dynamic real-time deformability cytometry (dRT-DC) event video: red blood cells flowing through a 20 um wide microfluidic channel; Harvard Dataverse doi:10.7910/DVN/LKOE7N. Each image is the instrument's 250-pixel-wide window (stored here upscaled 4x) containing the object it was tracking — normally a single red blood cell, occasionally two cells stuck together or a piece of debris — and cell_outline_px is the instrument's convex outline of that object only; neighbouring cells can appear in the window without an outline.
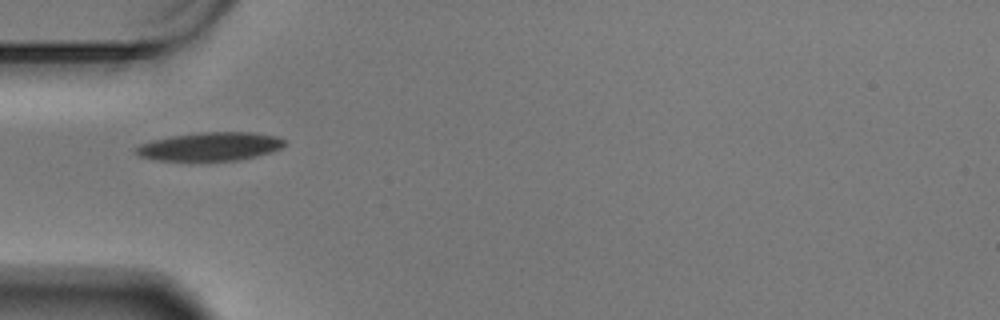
{"species": "Egyptian fruit bat (a non-hibernating species)", "species_latin": "Rousettus aegyptiacus", "temperature_condition": "warm", "stored_images_in_passage": 41, "camera_frame_rate_fps": 3000, "um_per_image_px": 0.085, "animal": {"sex": "male"}, "frame": {"image": 1, "passage_image": 1, "time_ms": 0.0, "image_size_px": [1000, 320], "cell_outline_px": [[284, 144], [280, 148], [272, 152], [240, 160], [200, 164], [156, 160], [140, 156], [132, 152], [140, 144], [152, 140], [172, 136], [204, 132], [256, 132], [276, 136], [284, 140]], "centroid_in_image_um": [17.81, 12.51], "position_along_channel_um": 67.2, "area_um2": 25.72}}
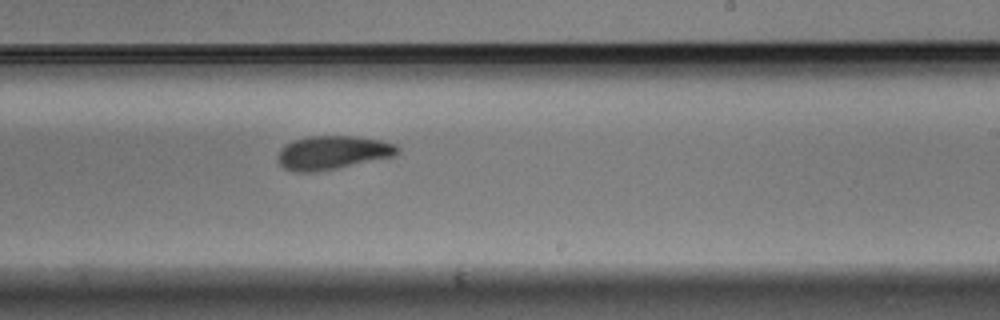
{"frame": {"image": 2, "passage_image": 18, "time_ms": 5.667, "image_size_px": [1000, 320], "cell_outline_px": [[400, 152], [396, 156], [316, 172], [292, 172], [284, 168], [276, 160], [280, 148], [284, 144], [292, 140], [308, 136], [356, 136], [380, 140], [396, 144], [400, 148]], "centroid_in_image_um": [28.25, 12.97], "position_along_channel_um": 260.7, "area_um2": 23.81}}
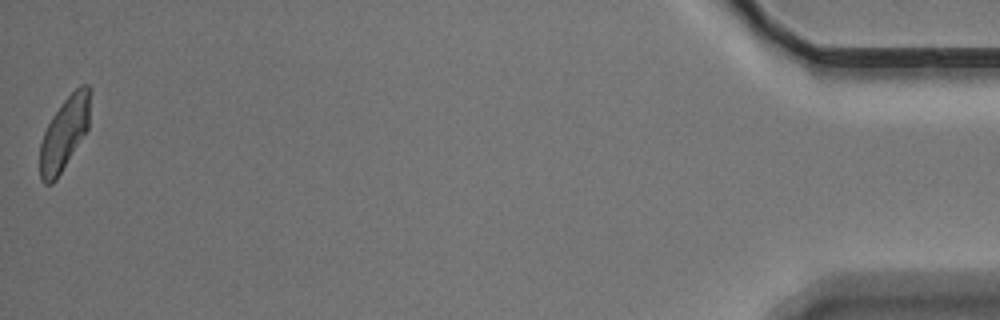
{"frame": {"image": 3, "passage_image": 41, "time_ms": 13.333, "image_size_px": [1000, 320], "cell_outline_px": [[92, 92], [88, 128], [56, 180], [52, 184], [44, 184], [40, 180], [40, 144], [44, 132], [52, 116], [64, 100], [80, 84], [88, 84]], "centroid_in_image_um": [5.49, 11.31], "position_along_channel_um": 429.7, "area_um2": 21.39}, "authors_computed_cell_mechanics": {"area_um2": 23.2934, "velocity_mm_per_s": 3.415, "shape_relaxation_time_tau1_ms": 3.9017, "shape_relaxation_time_tau2_ms": 2.5262, "deformation_change_tau1": 0.129, "deformation_change_tau2": 0.0827}}